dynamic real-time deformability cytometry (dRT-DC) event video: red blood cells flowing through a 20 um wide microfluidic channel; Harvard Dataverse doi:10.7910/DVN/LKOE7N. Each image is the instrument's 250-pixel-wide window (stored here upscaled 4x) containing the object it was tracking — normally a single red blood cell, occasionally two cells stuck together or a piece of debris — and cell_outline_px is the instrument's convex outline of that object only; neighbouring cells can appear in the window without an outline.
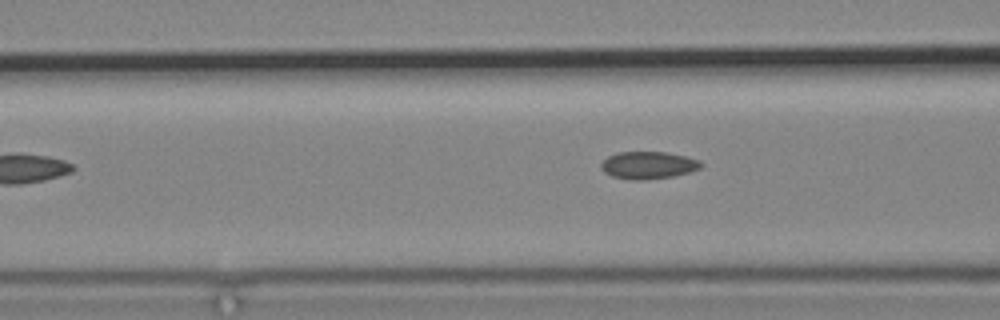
{"species": "common noctule bat (a hibernating species)", "species_latin": "Nyctalus noctula", "temperature_condition": "cold", "stored_images_in_passage": 5, "camera_frame_rate_fps": 3000, "um_per_image_px": 0.085, "animal": {"sex": "male", "body_mass_g": 19.2, "forearm_length_mm": 51.8}, "frame": {"image": 1, "passage_image": 5, "time_ms": 6.667, "image_size_px": [1000, 320], "cell_outline_px": [[704, 164], [700, 168], [688, 172], [672, 176], [640, 180], [632, 180], [612, 176], [604, 172], [600, 168], [600, 164], [608, 156], [620, 152], [664, 152], [684, 156], [700, 160]], "centroid_in_image_um": [55.08, 14.04], "position_along_channel_um": 111.5, "area_um2": 15.78}}